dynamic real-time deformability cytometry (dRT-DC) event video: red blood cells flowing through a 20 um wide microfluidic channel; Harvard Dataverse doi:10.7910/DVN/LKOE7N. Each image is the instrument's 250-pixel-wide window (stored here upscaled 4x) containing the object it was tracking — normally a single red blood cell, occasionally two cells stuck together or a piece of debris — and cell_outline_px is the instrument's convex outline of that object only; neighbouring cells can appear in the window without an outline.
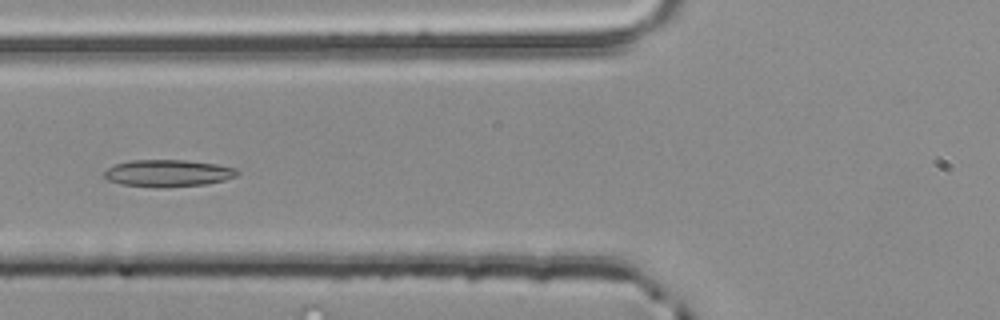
{"species": "common noctule bat (a hibernating species)", "species_latin": "Nyctalus noctula", "temperature_condition": "room temperature", "stored_images_in_passage": 4, "camera_frame_rate_fps": 3000, "um_per_image_px": 0.085, "animal": {"sex": "male", "body_mass_g": 20.4}, "frame": {"image": 1, "passage_image": 4, "time_ms": 1.0, "image_size_px": [1000, 320], "cell_outline_px": [[240, 172], [236, 176], [224, 180], [204, 184], [164, 188], [156, 188], [120, 184], [108, 180], [104, 176], [104, 172], [108, 168], [116, 164], [132, 160], [184, 160], [216, 164], [236, 168]], "centroid_in_image_um": [14.27, 14.73], "position_along_channel_um": 111.5, "area_um2": 20.98}}